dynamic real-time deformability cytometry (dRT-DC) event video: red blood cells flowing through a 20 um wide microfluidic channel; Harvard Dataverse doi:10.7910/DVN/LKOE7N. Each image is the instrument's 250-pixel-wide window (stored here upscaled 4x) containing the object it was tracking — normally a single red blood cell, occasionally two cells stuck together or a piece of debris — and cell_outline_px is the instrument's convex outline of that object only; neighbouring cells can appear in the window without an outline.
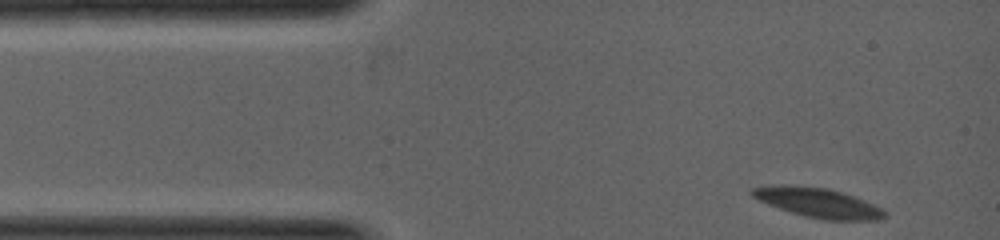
{"species": "common noctule bat (a hibernating species)", "species_latin": "Nyctalus noctula", "temperature_condition": "warm", "stored_images_in_passage": 3, "camera_frame_rate_fps": 5000, "um_per_image_px": 0.085, "animal": {"sex": "female", "body_mass_g": 19.0, "forearm_length_mm": 53.3}, "frame": {"image": 1, "passage_image": 1, "time_ms": 0.0, "image_size_px": [1000, 240], "cell_outline_px": [[884, 216], [868, 220], [828, 220], [808, 216], [792, 212], [780, 208], [760, 200], [752, 196], [752, 188], [824, 188], [840, 192], [852, 196], [872, 204], [880, 208], [884, 212]], "centroid_in_image_um": [69.62, 17.29], "position_along_channel_um": 15.4, "area_um2": 20.69}}
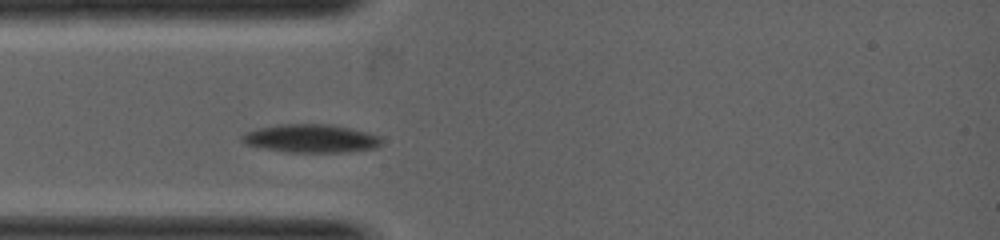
{"frame": {"image": 2, "passage_image": 3, "time_ms": 1.4, "image_size_px": [1000, 240], "cell_outline_px": [[380, 144], [376, 148], [348, 152], [288, 152], [264, 148], [244, 144], [240, 140], [248, 132], [260, 128], [280, 124], [328, 124], [368, 132], [376, 136], [380, 140]], "centroid_in_image_um": [26.43, 11.78], "position_along_channel_um": 58.6, "area_um2": 22.6}}